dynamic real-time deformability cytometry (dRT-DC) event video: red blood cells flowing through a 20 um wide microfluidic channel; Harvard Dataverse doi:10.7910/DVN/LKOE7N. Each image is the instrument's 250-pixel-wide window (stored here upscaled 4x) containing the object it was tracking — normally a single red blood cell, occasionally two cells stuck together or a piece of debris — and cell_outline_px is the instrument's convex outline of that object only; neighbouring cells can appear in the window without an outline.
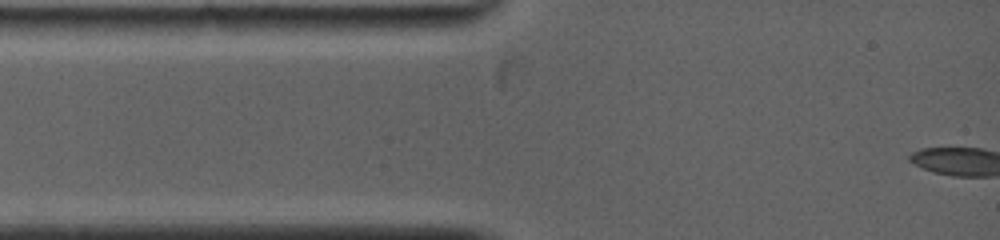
{"species": "common noctule bat (a hibernating species)", "species_latin": "Nyctalus noctula", "temperature_condition": "warm", "stored_images_in_passage": 2, "camera_frame_rate_fps": 5000, "um_per_image_px": 0.085, "animal": {"sex": "female", "body_mass_g": 19.0, "forearm_length_mm": 53.3}, "frame": {"image": 1, "passage_image": 1, "time_ms": 0.0, "image_size_px": [1000, 240], "cell_outline_px": [[460, 24], [400, 36], [356, 28], [360, 16], [448, 16]], "centroid_in_image_um": [34.33, 2.04], "position_along_channel_um": 50.7, "area_um2": 10.64}}